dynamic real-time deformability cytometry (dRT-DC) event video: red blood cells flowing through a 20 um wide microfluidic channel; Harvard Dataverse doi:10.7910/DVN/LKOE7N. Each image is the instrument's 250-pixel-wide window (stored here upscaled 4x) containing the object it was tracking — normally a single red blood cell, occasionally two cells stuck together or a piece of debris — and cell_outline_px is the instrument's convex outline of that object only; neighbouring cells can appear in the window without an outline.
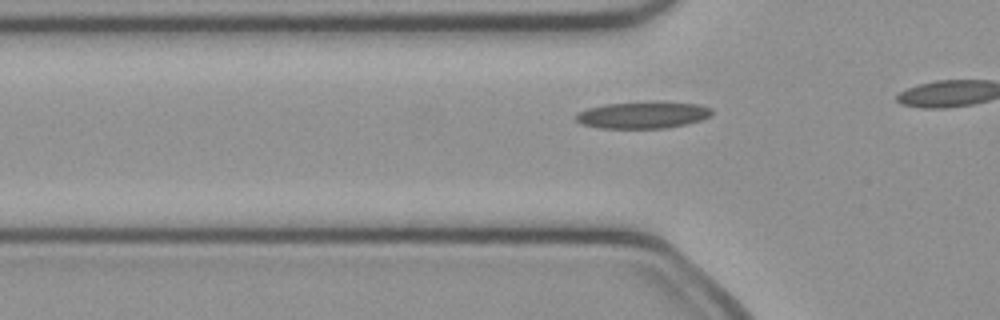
{"species": "common noctule bat (a hibernating species)", "species_latin": "Nyctalus noctula", "temperature_condition": "cold", "stored_images_in_passage": 12, "camera_frame_rate_fps": 3000, "um_per_image_px": 0.085, "animal": {"sex": "female", "body_mass_g": 21.9}, "frame": {"image": 1, "passage_image": 4, "time_ms": 1.0, "image_size_px": [1000, 320], "cell_outline_px": [[712, 112], [708, 116], [700, 120], [668, 128], [600, 128], [580, 124], [576, 120], [576, 116], [580, 112], [588, 108], [608, 104], [696, 104], [712, 108]], "centroid_in_image_um": [54.59, 9.82], "position_along_channel_um": 71.2, "area_um2": 20.06}}